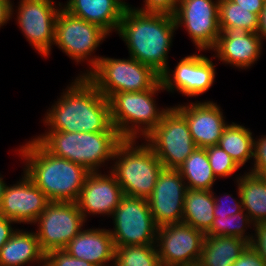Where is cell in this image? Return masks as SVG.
<instances>
[{
    "instance_id": "obj_1",
    "label": "cell",
    "mask_w": 266,
    "mask_h": 266,
    "mask_svg": "<svg viewBox=\"0 0 266 266\" xmlns=\"http://www.w3.org/2000/svg\"><path fill=\"white\" fill-rule=\"evenodd\" d=\"M42 119L46 131H117L111 122L109 100L85 77L77 76Z\"/></svg>"
},
{
    "instance_id": "obj_2",
    "label": "cell",
    "mask_w": 266,
    "mask_h": 266,
    "mask_svg": "<svg viewBox=\"0 0 266 266\" xmlns=\"http://www.w3.org/2000/svg\"><path fill=\"white\" fill-rule=\"evenodd\" d=\"M178 30L173 15L124 10L118 33L129 51V57L150 66L161 75L168 66V53L174 32Z\"/></svg>"
},
{
    "instance_id": "obj_3",
    "label": "cell",
    "mask_w": 266,
    "mask_h": 266,
    "mask_svg": "<svg viewBox=\"0 0 266 266\" xmlns=\"http://www.w3.org/2000/svg\"><path fill=\"white\" fill-rule=\"evenodd\" d=\"M23 172L53 202H76L89 171L49 153L35 138L17 149Z\"/></svg>"
},
{
    "instance_id": "obj_4",
    "label": "cell",
    "mask_w": 266,
    "mask_h": 266,
    "mask_svg": "<svg viewBox=\"0 0 266 266\" xmlns=\"http://www.w3.org/2000/svg\"><path fill=\"white\" fill-rule=\"evenodd\" d=\"M35 139L52 155L79 164L89 172L101 171L99 168L113 160L117 146L123 141L118 131H45Z\"/></svg>"
},
{
    "instance_id": "obj_5",
    "label": "cell",
    "mask_w": 266,
    "mask_h": 266,
    "mask_svg": "<svg viewBox=\"0 0 266 266\" xmlns=\"http://www.w3.org/2000/svg\"><path fill=\"white\" fill-rule=\"evenodd\" d=\"M136 143V140H123L115 150L109 170L124 196L148 199L164 167L145 141L141 145Z\"/></svg>"
},
{
    "instance_id": "obj_6",
    "label": "cell",
    "mask_w": 266,
    "mask_h": 266,
    "mask_svg": "<svg viewBox=\"0 0 266 266\" xmlns=\"http://www.w3.org/2000/svg\"><path fill=\"white\" fill-rule=\"evenodd\" d=\"M161 90L160 81L153 89L120 92L109 99L112 125L123 140L145 139L170 110L171 106L157 107L154 95Z\"/></svg>"
},
{
    "instance_id": "obj_7",
    "label": "cell",
    "mask_w": 266,
    "mask_h": 266,
    "mask_svg": "<svg viewBox=\"0 0 266 266\" xmlns=\"http://www.w3.org/2000/svg\"><path fill=\"white\" fill-rule=\"evenodd\" d=\"M85 77L108 100L120 92L153 89L161 81L154 69L132 57L116 59L101 56L97 65Z\"/></svg>"
},
{
    "instance_id": "obj_8",
    "label": "cell",
    "mask_w": 266,
    "mask_h": 266,
    "mask_svg": "<svg viewBox=\"0 0 266 266\" xmlns=\"http://www.w3.org/2000/svg\"><path fill=\"white\" fill-rule=\"evenodd\" d=\"M109 34L100 26L78 18L61 8L55 24L54 45L77 64L89 62L90 66L79 76H86L98 63L100 56H93ZM94 57V58H93Z\"/></svg>"
},
{
    "instance_id": "obj_9",
    "label": "cell",
    "mask_w": 266,
    "mask_h": 266,
    "mask_svg": "<svg viewBox=\"0 0 266 266\" xmlns=\"http://www.w3.org/2000/svg\"><path fill=\"white\" fill-rule=\"evenodd\" d=\"M144 141L168 169H178L197 148L186 119L173 106Z\"/></svg>"
},
{
    "instance_id": "obj_10",
    "label": "cell",
    "mask_w": 266,
    "mask_h": 266,
    "mask_svg": "<svg viewBox=\"0 0 266 266\" xmlns=\"http://www.w3.org/2000/svg\"><path fill=\"white\" fill-rule=\"evenodd\" d=\"M110 218L114 226L109 231L115 247L155 245L158 226L147 199L124 196Z\"/></svg>"
},
{
    "instance_id": "obj_11",
    "label": "cell",
    "mask_w": 266,
    "mask_h": 266,
    "mask_svg": "<svg viewBox=\"0 0 266 266\" xmlns=\"http://www.w3.org/2000/svg\"><path fill=\"white\" fill-rule=\"evenodd\" d=\"M84 223L76 202H50L34 223L38 227L35 232L41 250L46 254L64 249L83 229Z\"/></svg>"
},
{
    "instance_id": "obj_12",
    "label": "cell",
    "mask_w": 266,
    "mask_h": 266,
    "mask_svg": "<svg viewBox=\"0 0 266 266\" xmlns=\"http://www.w3.org/2000/svg\"><path fill=\"white\" fill-rule=\"evenodd\" d=\"M54 3V0H20L16 9L18 27L43 58L49 56L54 45L56 19L63 4Z\"/></svg>"
},
{
    "instance_id": "obj_13",
    "label": "cell",
    "mask_w": 266,
    "mask_h": 266,
    "mask_svg": "<svg viewBox=\"0 0 266 266\" xmlns=\"http://www.w3.org/2000/svg\"><path fill=\"white\" fill-rule=\"evenodd\" d=\"M216 0H179L173 14L177 28L184 27L199 51H211L221 33Z\"/></svg>"
},
{
    "instance_id": "obj_14",
    "label": "cell",
    "mask_w": 266,
    "mask_h": 266,
    "mask_svg": "<svg viewBox=\"0 0 266 266\" xmlns=\"http://www.w3.org/2000/svg\"><path fill=\"white\" fill-rule=\"evenodd\" d=\"M205 233L184 223L158 227L156 250L162 266H197Z\"/></svg>"
},
{
    "instance_id": "obj_15",
    "label": "cell",
    "mask_w": 266,
    "mask_h": 266,
    "mask_svg": "<svg viewBox=\"0 0 266 266\" xmlns=\"http://www.w3.org/2000/svg\"><path fill=\"white\" fill-rule=\"evenodd\" d=\"M199 53V54H198ZM182 57L174 70L169 67L160 75L163 89L184 96L198 97L207 92L215 82V65L212 59L199 51Z\"/></svg>"
},
{
    "instance_id": "obj_16",
    "label": "cell",
    "mask_w": 266,
    "mask_h": 266,
    "mask_svg": "<svg viewBox=\"0 0 266 266\" xmlns=\"http://www.w3.org/2000/svg\"><path fill=\"white\" fill-rule=\"evenodd\" d=\"M187 186L178 169L163 168L147 199L158 227L182 223Z\"/></svg>"
},
{
    "instance_id": "obj_17",
    "label": "cell",
    "mask_w": 266,
    "mask_h": 266,
    "mask_svg": "<svg viewBox=\"0 0 266 266\" xmlns=\"http://www.w3.org/2000/svg\"><path fill=\"white\" fill-rule=\"evenodd\" d=\"M22 178L5 187L0 204V215L17 224H34L51 202L23 172Z\"/></svg>"
},
{
    "instance_id": "obj_18",
    "label": "cell",
    "mask_w": 266,
    "mask_h": 266,
    "mask_svg": "<svg viewBox=\"0 0 266 266\" xmlns=\"http://www.w3.org/2000/svg\"><path fill=\"white\" fill-rule=\"evenodd\" d=\"M101 171L89 172L84 181L78 200L79 211L85 221L88 215L111 216L124 197L123 190L115 175Z\"/></svg>"
},
{
    "instance_id": "obj_19",
    "label": "cell",
    "mask_w": 266,
    "mask_h": 266,
    "mask_svg": "<svg viewBox=\"0 0 266 266\" xmlns=\"http://www.w3.org/2000/svg\"><path fill=\"white\" fill-rule=\"evenodd\" d=\"M173 107L186 119L197 148L218 145L228 122L217 103L206 100Z\"/></svg>"
},
{
    "instance_id": "obj_20",
    "label": "cell",
    "mask_w": 266,
    "mask_h": 266,
    "mask_svg": "<svg viewBox=\"0 0 266 266\" xmlns=\"http://www.w3.org/2000/svg\"><path fill=\"white\" fill-rule=\"evenodd\" d=\"M213 58L234 68H251L262 54L263 41L258 33L248 32L241 27L220 28ZM251 66V67H250Z\"/></svg>"
},
{
    "instance_id": "obj_21",
    "label": "cell",
    "mask_w": 266,
    "mask_h": 266,
    "mask_svg": "<svg viewBox=\"0 0 266 266\" xmlns=\"http://www.w3.org/2000/svg\"><path fill=\"white\" fill-rule=\"evenodd\" d=\"M115 249L114 240L106 228L82 229L64 248L71 256L95 266H114Z\"/></svg>"
},
{
    "instance_id": "obj_22",
    "label": "cell",
    "mask_w": 266,
    "mask_h": 266,
    "mask_svg": "<svg viewBox=\"0 0 266 266\" xmlns=\"http://www.w3.org/2000/svg\"><path fill=\"white\" fill-rule=\"evenodd\" d=\"M64 4L67 12L100 26L109 35L116 33L126 9L118 0H68Z\"/></svg>"
},
{
    "instance_id": "obj_23",
    "label": "cell",
    "mask_w": 266,
    "mask_h": 266,
    "mask_svg": "<svg viewBox=\"0 0 266 266\" xmlns=\"http://www.w3.org/2000/svg\"><path fill=\"white\" fill-rule=\"evenodd\" d=\"M45 253L41 250L36 232L18 229L0 249V266H24L43 263Z\"/></svg>"
},
{
    "instance_id": "obj_24",
    "label": "cell",
    "mask_w": 266,
    "mask_h": 266,
    "mask_svg": "<svg viewBox=\"0 0 266 266\" xmlns=\"http://www.w3.org/2000/svg\"><path fill=\"white\" fill-rule=\"evenodd\" d=\"M248 246L242 238L205 235L197 266H233Z\"/></svg>"
},
{
    "instance_id": "obj_25",
    "label": "cell",
    "mask_w": 266,
    "mask_h": 266,
    "mask_svg": "<svg viewBox=\"0 0 266 266\" xmlns=\"http://www.w3.org/2000/svg\"><path fill=\"white\" fill-rule=\"evenodd\" d=\"M237 175L243 210L254 223L266 222V178L252 172Z\"/></svg>"
},
{
    "instance_id": "obj_26",
    "label": "cell",
    "mask_w": 266,
    "mask_h": 266,
    "mask_svg": "<svg viewBox=\"0 0 266 266\" xmlns=\"http://www.w3.org/2000/svg\"><path fill=\"white\" fill-rule=\"evenodd\" d=\"M214 208L213 190L187 188L182 223L206 233L215 219Z\"/></svg>"
},
{
    "instance_id": "obj_27",
    "label": "cell",
    "mask_w": 266,
    "mask_h": 266,
    "mask_svg": "<svg viewBox=\"0 0 266 266\" xmlns=\"http://www.w3.org/2000/svg\"><path fill=\"white\" fill-rule=\"evenodd\" d=\"M187 188L212 190L217 178L205 148H196L178 168Z\"/></svg>"
},
{
    "instance_id": "obj_28",
    "label": "cell",
    "mask_w": 266,
    "mask_h": 266,
    "mask_svg": "<svg viewBox=\"0 0 266 266\" xmlns=\"http://www.w3.org/2000/svg\"><path fill=\"white\" fill-rule=\"evenodd\" d=\"M218 145L242 167L254 158V137L249 128L232 122L224 129Z\"/></svg>"
},
{
    "instance_id": "obj_29",
    "label": "cell",
    "mask_w": 266,
    "mask_h": 266,
    "mask_svg": "<svg viewBox=\"0 0 266 266\" xmlns=\"http://www.w3.org/2000/svg\"><path fill=\"white\" fill-rule=\"evenodd\" d=\"M218 14L220 28L241 27L248 32L258 33L259 31V15L240 7L231 0L219 3Z\"/></svg>"
},
{
    "instance_id": "obj_30",
    "label": "cell",
    "mask_w": 266,
    "mask_h": 266,
    "mask_svg": "<svg viewBox=\"0 0 266 266\" xmlns=\"http://www.w3.org/2000/svg\"><path fill=\"white\" fill-rule=\"evenodd\" d=\"M252 225L255 224L250 220L248 214L242 210L231 216L215 217L211 228L205 235L237 237L250 243L253 233L247 234L246 230L251 228Z\"/></svg>"
},
{
    "instance_id": "obj_31",
    "label": "cell",
    "mask_w": 266,
    "mask_h": 266,
    "mask_svg": "<svg viewBox=\"0 0 266 266\" xmlns=\"http://www.w3.org/2000/svg\"><path fill=\"white\" fill-rule=\"evenodd\" d=\"M114 266H162L155 245L117 246Z\"/></svg>"
},
{
    "instance_id": "obj_32",
    "label": "cell",
    "mask_w": 266,
    "mask_h": 266,
    "mask_svg": "<svg viewBox=\"0 0 266 266\" xmlns=\"http://www.w3.org/2000/svg\"><path fill=\"white\" fill-rule=\"evenodd\" d=\"M210 166L216 178H229L241 168L219 145L206 147Z\"/></svg>"
},
{
    "instance_id": "obj_33",
    "label": "cell",
    "mask_w": 266,
    "mask_h": 266,
    "mask_svg": "<svg viewBox=\"0 0 266 266\" xmlns=\"http://www.w3.org/2000/svg\"><path fill=\"white\" fill-rule=\"evenodd\" d=\"M237 189H238L237 195H238L239 200H238V198H236L237 199L236 200L231 194H228V193H226L223 196L225 198L217 197V196H215V192H213V197H214V201H215V208H214V212H213L214 217L231 216V215H234V214L241 212L243 210L241 195H240V191H239L238 186H237Z\"/></svg>"
},
{
    "instance_id": "obj_34",
    "label": "cell",
    "mask_w": 266,
    "mask_h": 266,
    "mask_svg": "<svg viewBox=\"0 0 266 266\" xmlns=\"http://www.w3.org/2000/svg\"><path fill=\"white\" fill-rule=\"evenodd\" d=\"M45 261L49 266H95L83 259L71 256L64 249L47 252Z\"/></svg>"
},
{
    "instance_id": "obj_35",
    "label": "cell",
    "mask_w": 266,
    "mask_h": 266,
    "mask_svg": "<svg viewBox=\"0 0 266 266\" xmlns=\"http://www.w3.org/2000/svg\"><path fill=\"white\" fill-rule=\"evenodd\" d=\"M254 165L250 167V172L257 176L266 178V135H261L254 139Z\"/></svg>"
},
{
    "instance_id": "obj_36",
    "label": "cell",
    "mask_w": 266,
    "mask_h": 266,
    "mask_svg": "<svg viewBox=\"0 0 266 266\" xmlns=\"http://www.w3.org/2000/svg\"><path fill=\"white\" fill-rule=\"evenodd\" d=\"M179 0H144L142 8L138 7L134 9L141 12H153V13H164L173 15L176 11V7Z\"/></svg>"
},
{
    "instance_id": "obj_37",
    "label": "cell",
    "mask_w": 266,
    "mask_h": 266,
    "mask_svg": "<svg viewBox=\"0 0 266 266\" xmlns=\"http://www.w3.org/2000/svg\"><path fill=\"white\" fill-rule=\"evenodd\" d=\"M233 266H266V262L248 246Z\"/></svg>"
},
{
    "instance_id": "obj_38",
    "label": "cell",
    "mask_w": 266,
    "mask_h": 266,
    "mask_svg": "<svg viewBox=\"0 0 266 266\" xmlns=\"http://www.w3.org/2000/svg\"><path fill=\"white\" fill-rule=\"evenodd\" d=\"M16 224L14 221L7 219L0 215V249L11 238L17 228H13L12 225Z\"/></svg>"
},
{
    "instance_id": "obj_39",
    "label": "cell",
    "mask_w": 266,
    "mask_h": 266,
    "mask_svg": "<svg viewBox=\"0 0 266 266\" xmlns=\"http://www.w3.org/2000/svg\"><path fill=\"white\" fill-rule=\"evenodd\" d=\"M231 1L236 4H239L240 7L248 9V11L257 14L259 16L266 2V0H231Z\"/></svg>"
},
{
    "instance_id": "obj_40",
    "label": "cell",
    "mask_w": 266,
    "mask_h": 266,
    "mask_svg": "<svg viewBox=\"0 0 266 266\" xmlns=\"http://www.w3.org/2000/svg\"><path fill=\"white\" fill-rule=\"evenodd\" d=\"M14 11V3L11 5L6 0H0V28L12 19Z\"/></svg>"
},
{
    "instance_id": "obj_41",
    "label": "cell",
    "mask_w": 266,
    "mask_h": 266,
    "mask_svg": "<svg viewBox=\"0 0 266 266\" xmlns=\"http://www.w3.org/2000/svg\"><path fill=\"white\" fill-rule=\"evenodd\" d=\"M259 36L262 40H266V2L264 5L263 10L261 11V14L259 16Z\"/></svg>"
},
{
    "instance_id": "obj_42",
    "label": "cell",
    "mask_w": 266,
    "mask_h": 266,
    "mask_svg": "<svg viewBox=\"0 0 266 266\" xmlns=\"http://www.w3.org/2000/svg\"><path fill=\"white\" fill-rule=\"evenodd\" d=\"M6 186H7V184L3 180V176L0 174V204H1V201H2V197L4 195V191H5V187Z\"/></svg>"
},
{
    "instance_id": "obj_43",
    "label": "cell",
    "mask_w": 266,
    "mask_h": 266,
    "mask_svg": "<svg viewBox=\"0 0 266 266\" xmlns=\"http://www.w3.org/2000/svg\"><path fill=\"white\" fill-rule=\"evenodd\" d=\"M126 9L132 8V5L130 6L129 3L125 2V0H118Z\"/></svg>"
},
{
    "instance_id": "obj_44",
    "label": "cell",
    "mask_w": 266,
    "mask_h": 266,
    "mask_svg": "<svg viewBox=\"0 0 266 266\" xmlns=\"http://www.w3.org/2000/svg\"><path fill=\"white\" fill-rule=\"evenodd\" d=\"M38 266V265H37ZM40 266H49L47 263H46V261H44L43 263H42V265L40 264Z\"/></svg>"
},
{
    "instance_id": "obj_45",
    "label": "cell",
    "mask_w": 266,
    "mask_h": 266,
    "mask_svg": "<svg viewBox=\"0 0 266 266\" xmlns=\"http://www.w3.org/2000/svg\"><path fill=\"white\" fill-rule=\"evenodd\" d=\"M6 1H8L11 5L13 4V3H12V2H13L12 0H6Z\"/></svg>"
},
{
    "instance_id": "obj_46",
    "label": "cell",
    "mask_w": 266,
    "mask_h": 266,
    "mask_svg": "<svg viewBox=\"0 0 266 266\" xmlns=\"http://www.w3.org/2000/svg\"><path fill=\"white\" fill-rule=\"evenodd\" d=\"M218 3L222 2V1H227V0H216Z\"/></svg>"
}]
</instances>
